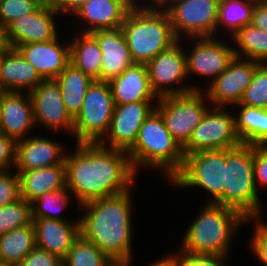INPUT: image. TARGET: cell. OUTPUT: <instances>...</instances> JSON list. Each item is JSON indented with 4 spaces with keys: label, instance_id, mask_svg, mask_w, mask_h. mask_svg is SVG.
<instances>
[{
    "label": "cell",
    "instance_id": "6da1fadb",
    "mask_svg": "<svg viewBox=\"0 0 267 266\" xmlns=\"http://www.w3.org/2000/svg\"><path fill=\"white\" fill-rule=\"evenodd\" d=\"M72 144L64 163L66 187L77 205L123 194L138 183L127 152L100 143Z\"/></svg>",
    "mask_w": 267,
    "mask_h": 266
},
{
    "label": "cell",
    "instance_id": "7a4b0ae2",
    "mask_svg": "<svg viewBox=\"0 0 267 266\" xmlns=\"http://www.w3.org/2000/svg\"><path fill=\"white\" fill-rule=\"evenodd\" d=\"M134 187L136 184L123 194L95 199L78 208L80 235L94 243L116 265L127 264L136 257L133 254Z\"/></svg>",
    "mask_w": 267,
    "mask_h": 266
},
{
    "label": "cell",
    "instance_id": "3957f363",
    "mask_svg": "<svg viewBox=\"0 0 267 266\" xmlns=\"http://www.w3.org/2000/svg\"><path fill=\"white\" fill-rule=\"evenodd\" d=\"M199 210L185 227L180 248L175 252L230 256L234 238L246 227L247 219L239 212L215 203H204Z\"/></svg>",
    "mask_w": 267,
    "mask_h": 266
},
{
    "label": "cell",
    "instance_id": "277c9868",
    "mask_svg": "<svg viewBox=\"0 0 267 266\" xmlns=\"http://www.w3.org/2000/svg\"><path fill=\"white\" fill-rule=\"evenodd\" d=\"M127 154L138 177L147 170L158 172L166 183L181 171L185 158L156 110L141 125L136 142Z\"/></svg>",
    "mask_w": 267,
    "mask_h": 266
},
{
    "label": "cell",
    "instance_id": "5b68a950",
    "mask_svg": "<svg viewBox=\"0 0 267 266\" xmlns=\"http://www.w3.org/2000/svg\"><path fill=\"white\" fill-rule=\"evenodd\" d=\"M261 200L254 184V146L241 143L226 149L224 190L214 203L239 212L247 220L266 219Z\"/></svg>",
    "mask_w": 267,
    "mask_h": 266
},
{
    "label": "cell",
    "instance_id": "8992f818",
    "mask_svg": "<svg viewBox=\"0 0 267 266\" xmlns=\"http://www.w3.org/2000/svg\"><path fill=\"white\" fill-rule=\"evenodd\" d=\"M134 63L147 64L159 53L169 49L176 38L165 10L134 4L120 27Z\"/></svg>",
    "mask_w": 267,
    "mask_h": 266
},
{
    "label": "cell",
    "instance_id": "52a82bcc",
    "mask_svg": "<svg viewBox=\"0 0 267 266\" xmlns=\"http://www.w3.org/2000/svg\"><path fill=\"white\" fill-rule=\"evenodd\" d=\"M226 149L204 150L184 158L181 171L168 183L173 189L187 191L199 189L206 192L205 203H214L225 185Z\"/></svg>",
    "mask_w": 267,
    "mask_h": 266
},
{
    "label": "cell",
    "instance_id": "ba28073f",
    "mask_svg": "<svg viewBox=\"0 0 267 266\" xmlns=\"http://www.w3.org/2000/svg\"><path fill=\"white\" fill-rule=\"evenodd\" d=\"M114 106L108 81L94 80L73 119L74 143H100L109 131Z\"/></svg>",
    "mask_w": 267,
    "mask_h": 266
},
{
    "label": "cell",
    "instance_id": "9c48e42d",
    "mask_svg": "<svg viewBox=\"0 0 267 266\" xmlns=\"http://www.w3.org/2000/svg\"><path fill=\"white\" fill-rule=\"evenodd\" d=\"M210 106L207 95L202 90H196L183 95L160 97L155 110L174 140L183 148Z\"/></svg>",
    "mask_w": 267,
    "mask_h": 266
},
{
    "label": "cell",
    "instance_id": "30bf717a",
    "mask_svg": "<svg viewBox=\"0 0 267 266\" xmlns=\"http://www.w3.org/2000/svg\"><path fill=\"white\" fill-rule=\"evenodd\" d=\"M146 65L150 87L158 98L203 90V83L197 84V79L195 84L193 81L189 82L182 40H178L169 49L159 53Z\"/></svg>",
    "mask_w": 267,
    "mask_h": 266
},
{
    "label": "cell",
    "instance_id": "8fae6325",
    "mask_svg": "<svg viewBox=\"0 0 267 266\" xmlns=\"http://www.w3.org/2000/svg\"><path fill=\"white\" fill-rule=\"evenodd\" d=\"M182 41L189 82L193 76H195L194 79L197 78L196 76L198 80L205 79L206 85L203 89L227 69L229 62L235 56L231 38L201 37L186 38Z\"/></svg>",
    "mask_w": 267,
    "mask_h": 266
},
{
    "label": "cell",
    "instance_id": "7c38bea8",
    "mask_svg": "<svg viewBox=\"0 0 267 266\" xmlns=\"http://www.w3.org/2000/svg\"><path fill=\"white\" fill-rule=\"evenodd\" d=\"M240 144L232 108L210 106L182 150L185 157L204 150L231 149Z\"/></svg>",
    "mask_w": 267,
    "mask_h": 266
},
{
    "label": "cell",
    "instance_id": "4fadbf2b",
    "mask_svg": "<svg viewBox=\"0 0 267 266\" xmlns=\"http://www.w3.org/2000/svg\"><path fill=\"white\" fill-rule=\"evenodd\" d=\"M219 0H177L167 12L178 40L216 37Z\"/></svg>",
    "mask_w": 267,
    "mask_h": 266
},
{
    "label": "cell",
    "instance_id": "5bb4252c",
    "mask_svg": "<svg viewBox=\"0 0 267 266\" xmlns=\"http://www.w3.org/2000/svg\"><path fill=\"white\" fill-rule=\"evenodd\" d=\"M29 94L36 127L42 133L60 134L58 136L64 133L73 138V118L65 108L58 84L54 80H43Z\"/></svg>",
    "mask_w": 267,
    "mask_h": 266
},
{
    "label": "cell",
    "instance_id": "9a60e30c",
    "mask_svg": "<svg viewBox=\"0 0 267 266\" xmlns=\"http://www.w3.org/2000/svg\"><path fill=\"white\" fill-rule=\"evenodd\" d=\"M62 18L50 1L44 2L35 12L15 19L5 28L8 46L16 49L22 44L55 39L64 24Z\"/></svg>",
    "mask_w": 267,
    "mask_h": 266
},
{
    "label": "cell",
    "instance_id": "2e32d148",
    "mask_svg": "<svg viewBox=\"0 0 267 266\" xmlns=\"http://www.w3.org/2000/svg\"><path fill=\"white\" fill-rule=\"evenodd\" d=\"M260 64L234 56L227 69L202 90L211 106L232 107L239 104Z\"/></svg>",
    "mask_w": 267,
    "mask_h": 266
},
{
    "label": "cell",
    "instance_id": "e0dca14e",
    "mask_svg": "<svg viewBox=\"0 0 267 266\" xmlns=\"http://www.w3.org/2000/svg\"><path fill=\"white\" fill-rule=\"evenodd\" d=\"M156 104L157 101H140L115 105L109 131L100 144L128 152L136 142L141 125L155 110Z\"/></svg>",
    "mask_w": 267,
    "mask_h": 266
},
{
    "label": "cell",
    "instance_id": "ac0fdd59",
    "mask_svg": "<svg viewBox=\"0 0 267 266\" xmlns=\"http://www.w3.org/2000/svg\"><path fill=\"white\" fill-rule=\"evenodd\" d=\"M134 4L135 0H90L69 19L71 26L74 24L72 26L74 28H71L69 23L64 25L70 28L71 32L73 29L81 33L119 28Z\"/></svg>",
    "mask_w": 267,
    "mask_h": 266
},
{
    "label": "cell",
    "instance_id": "d6986e66",
    "mask_svg": "<svg viewBox=\"0 0 267 266\" xmlns=\"http://www.w3.org/2000/svg\"><path fill=\"white\" fill-rule=\"evenodd\" d=\"M62 33L66 31L62 29L51 41L27 43L16 48L43 80H54L70 63L69 38Z\"/></svg>",
    "mask_w": 267,
    "mask_h": 266
},
{
    "label": "cell",
    "instance_id": "ffe728a7",
    "mask_svg": "<svg viewBox=\"0 0 267 266\" xmlns=\"http://www.w3.org/2000/svg\"><path fill=\"white\" fill-rule=\"evenodd\" d=\"M39 133L16 142L15 171L45 168L64 163L68 148L62 143L63 140L57 141V138L56 140L53 137L49 138L55 135L54 133L47 135Z\"/></svg>",
    "mask_w": 267,
    "mask_h": 266
},
{
    "label": "cell",
    "instance_id": "44dd1931",
    "mask_svg": "<svg viewBox=\"0 0 267 266\" xmlns=\"http://www.w3.org/2000/svg\"><path fill=\"white\" fill-rule=\"evenodd\" d=\"M1 105V133L15 142L26 139L35 132L38 134L29 92L6 91L2 95Z\"/></svg>",
    "mask_w": 267,
    "mask_h": 266
},
{
    "label": "cell",
    "instance_id": "7402d4cb",
    "mask_svg": "<svg viewBox=\"0 0 267 266\" xmlns=\"http://www.w3.org/2000/svg\"><path fill=\"white\" fill-rule=\"evenodd\" d=\"M36 247L64 259L80 235V222L32 218Z\"/></svg>",
    "mask_w": 267,
    "mask_h": 266
},
{
    "label": "cell",
    "instance_id": "603a6c76",
    "mask_svg": "<svg viewBox=\"0 0 267 266\" xmlns=\"http://www.w3.org/2000/svg\"><path fill=\"white\" fill-rule=\"evenodd\" d=\"M91 34L96 38L102 52L101 81L120 76L134 64L120 27L97 30Z\"/></svg>",
    "mask_w": 267,
    "mask_h": 266
},
{
    "label": "cell",
    "instance_id": "cb8c5ba5",
    "mask_svg": "<svg viewBox=\"0 0 267 266\" xmlns=\"http://www.w3.org/2000/svg\"><path fill=\"white\" fill-rule=\"evenodd\" d=\"M114 105L140 101H158L152 91L146 64L134 63L120 76L108 81Z\"/></svg>",
    "mask_w": 267,
    "mask_h": 266
},
{
    "label": "cell",
    "instance_id": "d4e9b609",
    "mask_svg": "<svg viewBox=\"0 0 267 266\" xmlns=\"http://www.w3.org/2000/svg\"><path fill=\"white\" fill-rule=\"evenodd\" d=\"M43 79L21 53L8 47L0 58V83L5 91L30 92Z\"/></svg>",
    "mask_w": 267,
    "mask_h": 266
},
{
    "label": "cell",
    "instance_id": "484cf974",
    "mask_svg": "<svg viewBox=\"0 0 267 266\" xmlns=\"http://www.w3.org/2000/svg\"><path fill=\"white\" fill-rule=\"evenodd\" d=\"M20 180L21 198L32 203L41 195L66 187L65 163L45 168L16 171Z\"/></svg>",
    "mask_w": 267,
    "mask_h": 266
},
{
    "label": "cell",
    "instance_id": "4316f807",
    "mask_svg": "<svg viewBox=\"0 0 267 266\" xmlns=\"http://www.w3.org/2000/svg\"><path fill=\"white\" fill-rule=\"evenodd\" d=\"M68 37L70 63L89 75L93 80L101 81L102 52L96 38L91 33L76 31Z\"/></svg>",
    "mask_w": 267,
    "mask_h": 266
},
{
    "label": "cell",
    "instance_id": "83f0119b",
    "mask_svg": "<svg viewBox=\"0 0 267 266\" xmlns=\"http://www.w3.org/2000/svg\"><path fill=\"white\" fill-rule=\"evenodd\" d=\"M235 116V128L243 144H267V109L244 104L231 107Z\"/></svg>",
    "mask_w": 267,
    "mask_h": 266
},
{
    "label": "cell",
    "instance_id": "f1b7e54d",
    "mask_svg": "<svg viewBox=\"0 0 267 266\" xmlns=\"http://www.w3.org/2000/svg\"><path fill=\"white\" fill-rule=\"evenodd\" d=\"M54 81L58 84L67 112L74 119L80 112L89 85L94 81L69 63Z\"/></svg>",
    "mask_w": 267,
    "mask_h": 266
},
{
    "label": "cell",
    "instance_id": "f546056e",
    "mask_svg": "<svg viewBox=\"0 0 267 266\" xmlns=\"http://www.w3.org/2000/svg\"><path fill=\"white\" fill-rule=\"evenodd\" d=\"M255 0H219L216 37L231 38L252 21Z\"/></svg>",
    "mask_w": 267,
    "mask_h": 266
},
{
    "label": "cell",
    "instance_id": "4dcf8cb0",
    "mask_svg": "<svg viewBox=\"0 0 267 266\" xmlns=\"http://www.w3.org/2000/svg\"><path fill=\"white\" fill-rule=\"evenodd\" d=\"M36 247L33 223L0 235V261L18 265Z\"/></svg>",
    "mask_w": 267,
    "mask_h": 266
},
{
    "label": "cell",
    "instance_id": "1f68e13d",
    "mask_svg": "<svg viewBox=\"0 0 267 266\" xmlns=\"http://www.w3.org/2000/svg\"><path fill=\"white\" fill-rule=\"evenodd\" d=\"M236 57L267 63V32L251 23L231 37Z\"/></svg>",
    "mask_w": 267,
    "mask_h": 266
},
{
    "label": "cell",
    "instance_id": "d6a6232c",
    "mask_svg": "<svg viewBox=\"0 0 267 266\" xmlns=\"http://www.w3.org/2000/svg\"><path fill=\"white\" fill-rule=\"evenodd\" d=\"M76 203L74 196L67 187L44 193L31 203L32 218H48L61 221L79 220V217L69 219V216L67 217L65 215L68 208L70 209L69 204L78 210L79 205L73 206V204L75 205Z\"/></svg>",
    "mask_w": 267,
    "mask_h": 266
},
{
    "label": "cell",
    "instance_id": "836d02e7",
    "mask_svg": "<svg viewBox=\"0 0 267 266\" xmlns=\"http://www.w3.org/2000/svg\"><path fill=\"white\" fill-rule=\"evenodd\" d=\"M94 243L84 239L81 235L73 242L62 266H115Z\"/></svg>",
    "mask_w": 267,
    "mask_h": 266
},
{
    "label": "cell",
    "instance_id": "e575fe53",
    "mask_svg": "<svg viewBox=\"0 0 267 266\" xmlns=\"http://www.w3.org/2000/svg\"><path fill=\"white\" fill-rule=\"evenodd\" d=\"M32 223L31 203L23 198L0 207V235Z\"/></svg>",
    "mask_w": 267,
    "mask_h": 266
},
{
    "label": "cell",
    "instance_id": "d590c367",
    "mask_svg": "<svg viewBox=\"0 0 267 266\" xmlns=\"http://www.w3.org/2000/svg\"><path fill=\"white\" fill-rule=\"evenodd\" d=\"M239 104L267 109V63L256 68Z\"/></svg>",
    "mask_w": 267,
    "mask_h": 266
},
{
    "label": "cell",
    "instance_id": "8d00e7d4",
    "mask_svg": "<svg viewBox=\"0 0 267 266\" xmlns=\"http://www.w3.org/2000/svg\"><path fill=\"white\" fill-rule=\"evenodd\" d=\"M42 0H0V24L6 28L15 19L35 12Z\"/></svg>",
    "mask_w": 267,
    "mask_h": 266
},
{
    "label": "cell",
    "instance_id": "74e56055",
    "mask_svg": "<svg viewBox=\"0 0 267 266\" xmlns=\"http://www.w3.org/2000/svg\"><path fill=\"white\" fill-rule=\"evenodd\" d=\"M266 219L247 220L246 225L253 224V231L248 239V248L259 263V266H267V222ZM262 264V265H261Z\"/></svg>",
    "mask_w": 267,
    "mask_h": 266
},
{
    "label": "cell",
    "instance_id": "f35d334b",
    "mask_svg": "<svg viewBox=\"0 0 267 266\" xmlns=\"http://www.w3.org/2000/svg\"><path fill=\"white\" fill-rule=\"evenodd\" d=\"M178 266H228L230 256L174 252ZM230 266V265H229Z\"/></svg>",
    "mask_w": 267,
    "mask_h": 266
},
{
    "label": "cell",
    "instance_id": "ab89813d",
    "mask_svg": "<svg viewBox=\"0 0 267 266\" xmlns=\"http://www.w3.org/2000/svg\"><path fill=\"white\" fill-rule=\"evenodd\" d=\"M21 198L18 173L12 169L0 172V207Z\"/></svg>",
    "mask_w": 267,
    "mask_h": 266
},
{
    "label": "cell",
    "instance_id": "60d3db41",
    "mask_svg": "<svg viewBox=\"0 0 267 266\" xmlns=\"http://www.w3.org/2000/svg\"><path fill=\"white\" fill-rule=\"evenodd\" d=\"M253 146L254 184L259 194H261L260 190L266 191L267 189V144H258Z\"/></svg>",
    "mask_w": 267,
    "mask_h": 266
},
{
    "label": "cell",
    "instance_id": "b9f144b4",
    "mask_svg": "<svg viewBox=\"0 0 267 266\" xmlns=\"http://www.w3.org/2000/svg\"><path fill=\"white\" fill-rule=\"evenodd\" d=\"M18 266H62V259L55 254L35 247Z\"/></svg>",
    "mask_w": 267,
    "mask_h": 266
},
{
    "label": "cell",
    "instance_id": "7bdbcfd3",
    "mask_svg": "<svg viewBox=\"0 0 267 266\" xmlns=\"http://www.w3.org/2000/svg\"><path fill=\"white\" fill-rule=\"evenodd\" d=\"M16 142L0 132V172L14 169Z\"/></svg>",
    "mask_w": 267,
    "mask_h": 266
},
{
    "label": "cell",
    "instance_id": "ee69618b",
    "mask_svg": "<svg viewBox=\"0 0 267 266\" xmlns=\"http://www.w3.org/2000/svg\"><path fill=\"white\" fill-rule=\"evenodd\" d=\"M88 1L90 0H50L52 6L65 20V23L66 21L68 22L73 14Z\"/></svg>",
    "mask_w": 267,
    "mask_h": 266
},
{
    "label": "cell",
    "instance_id": "f6af8a7d",
    "mask_svg": "<svg viewBox=\"0 0 267 266\" xmlns=\"http://www.w3.org/2000/svg\"><path fill=\"white\" fill-rule=\"evenodd\" d=\"M251 24L267 32V1L255 3Z\"/></svg>",
    "mask_w": 267,
    "mask_h": 266
},
{
    "label": "cell",
    "instance_id": "bcb514c9",
    "mask_svg": "<svg viewBox=\"0 0 267 266\" xmlns=\"http://www.w3.org/2000/svg\"><path fill=\"white\" fill-rule=\"evenodd\" d=\"M164 255V256H163ZM161 255V257L153 259L155 261H150V263L146 266H178L176 256L173 251H168L165 254ZM132 260L131 262L124 264V266H132L135 263ZM145 266V265H144Z\"/></svg>",
    "mask_w": 267,
    "mask_h": 266
},
{
    "label": "cell",
    "instance_id": "7dc6e473",
    "mask_svg": "<svg viewBox=\"0 0 267 266\" xmlns=\"http://www.w3.org/2000/svg\"><path fill=\"white\" fill-rule=\"evenodd\" d=\"M175 1L177 0H136L135 3L146 8L165 10Z\"/></svg>",
    "mask_w": 267,
    "mask_h": 266
},
{
    "label": "cell",
    "instance_id": "c3c4849f",
    "mask_svg": "<svg viewBox=\"0 0 267 266\" xmlns=\"http://www.w3.org/2000/svg\"><path fill=\"white\" fill-rule=\"evenodd\" d=\"M8 43L6 40V30L5 28L0 24V48H8Z\"/></svg>",
    "mask_w": 267,
    "mask_h": 266
},
{
    "label": "cell",
    "instance_id": "681fc988",
    "mask_svg": "<svg viewBox=\"0 0 267 266\" xmlns=\"http://www.w3.org/2000/svg\"><path fill=\"white\" fill-rule=\"evenodd\" d=\"M0 266H18V265L0 261Z\"/></svg>",
    "mask_w": 267,
    "mask_h": 266
},
{
    "label": "cell",
    "instance_id": "f907efd6",
    "mask_svg": "<svg viewBox=\"0 0 267 266\" xmlns=\"http://www.w3.org/2000/svg\"><path fill=\"white\" fill-rule=\"evenodd\" d=\"M6 91L3 89V87L1 86V83H0V100L2 98V95L5 93Z\"/></svg>",
    "mask_w": 267,
    "mask_h": 266
},
{
    "label": "cell",
    "instance_id": "816d5d0a",
    "mask_svg": "<svg viewBox=\"0 0 267 266\" xmlns=\"http://www.w3.org/2000/svg\"><path fill=\"white\" fill-rule=\"evenodd\" d=\"M7 48H0V58H1V55L3 54V52L6 50Z\"/></svg>",
    "mask_w": 267,
    "mask_h": 266
},
{
    "label": "cell",
    "instance_id": "f5cc1de1",
    "mask_svg": "<svg viewBox=\"0 0 267 266\" xmlns=\"http://www.w3.org/2000/svg\"><path fill=\"white\" fill-rule=\"evenodd\" d=\"M1 111H2V105H1V100H0V119H1Z\"/></svg>",
    "mask_w": 267,
    "mask_h": 266
},
{
    "label": "cell",
    "instance_id": "db71d44e",
    "mask_svg": "<svg viewBox=\"0 0 267 266\" xmlns=\"http://www.w3.org/2000/svg\"><path fill=\"white\" fill-rule=\"evenodd\" d=\"M256 2H262V1H267V0H255Z\"/></svg>",
    "mask_w": 267,
    "mask_h": 266
}]
</instances>
